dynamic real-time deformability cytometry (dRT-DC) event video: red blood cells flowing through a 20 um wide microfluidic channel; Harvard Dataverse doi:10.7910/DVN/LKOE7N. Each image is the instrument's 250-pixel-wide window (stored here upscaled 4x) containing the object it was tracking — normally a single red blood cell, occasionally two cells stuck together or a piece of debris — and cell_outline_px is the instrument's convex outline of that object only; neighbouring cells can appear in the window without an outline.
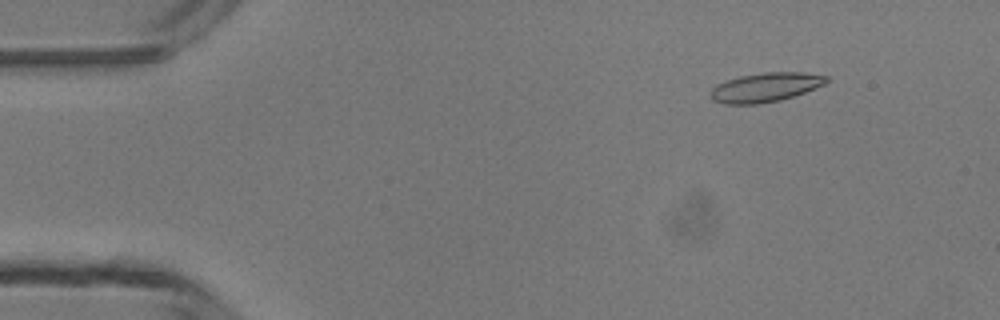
{"species": "common noctule bat (a hibernating species)", "species_latin": "Nyctalus noctula", "temperature_condition": "room temperature", "stored_images_in_passage": 6, "camera_frame_rate_fps": 3000, "um_per_image_px": 0.085, "animal": {"sex": "male", "body_mass_g": 13.3}, "frame": {"image": 1, "passage_image": 2, "time_ms": 1.333, "image_size_px": [1000, 320], "cell_outline_px": [[828, 80], [824, 84], [804, 92], [780, 100], [756, 104], [724, 104], [712, 100], [712, 88], [716, 84], [740, 76], [764, 72], [804, 72], [828, 76]], "centroid_in_image_um": [65.06, 7.41], "position_along_channel_um": 19.9, "area_um2": 19.48}}
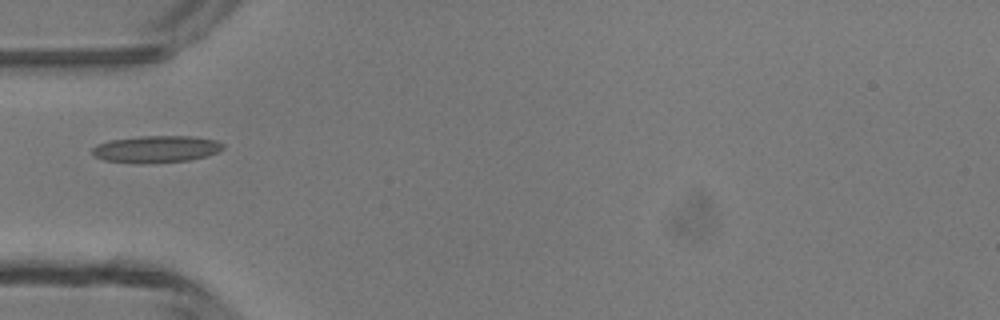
{"frame": {"image": 2, "passage_image": 5, "time_ms": 4.667, "image_size_px": [1000, 320], "cell_outline_px": [[224, 148], [208, 156], [188, 160], [104, 160], [92, 156], [92, 148], [96, 144], [112, 140], [140, 136], [192, 136], [216, 140], [224, 144]], "centroid_in_image_um": [13.32, 12.61], "position_along_channel_um": 71.7, "area_um2": 19.42}}
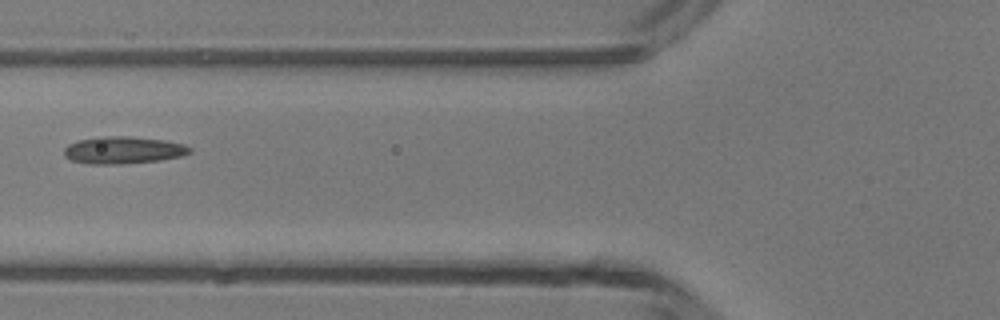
{"frame": {"image": 3, "passage_image": 6, "time_ms": 5.667, "image_size_px": [1000, 320], "cell_outline_px": [[192, 152], [184, 156], [160, 160], [120, 164], [88, 164], [72, 160], [64, 156], [64, 148], [68, 144], [76, 140], [96, 136], [128, 136], [164, 140], [184, 144], [192, 148]], "centroid_in_image_um": [10.47, 12.75], "position_along_channel_um": 115.3, "area_um2": 20.23}}